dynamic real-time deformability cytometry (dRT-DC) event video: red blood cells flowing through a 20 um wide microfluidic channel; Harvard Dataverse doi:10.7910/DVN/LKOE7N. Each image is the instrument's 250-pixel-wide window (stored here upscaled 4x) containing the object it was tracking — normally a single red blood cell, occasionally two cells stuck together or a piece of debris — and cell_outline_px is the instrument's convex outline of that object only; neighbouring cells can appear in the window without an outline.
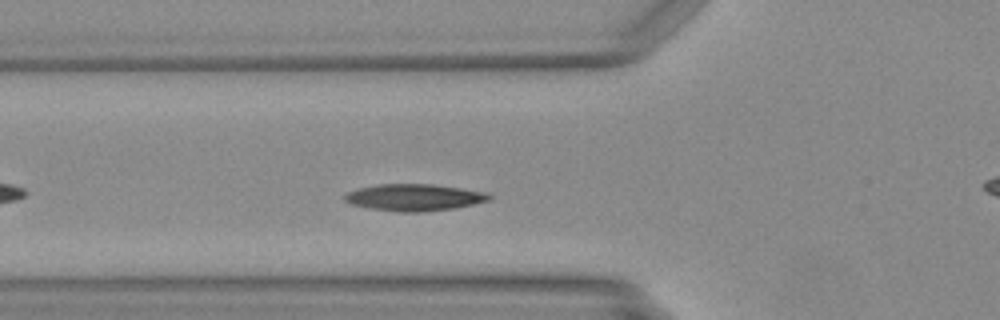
{"species": "Egyptian fruit bat (a non-hibernating species)", "species_latin": "Rousettus aegyptiacus", "temperature_condition": "warm", "stored_images_in_passage": 40, "camera_frame_rate_fps": 3000, "um_per_image_px": 0.085, "animal": {"sex": "female"}, "frame": {"image": 1, "passage_image": 7, "time_ms": 2.0, "image_size_px": [1000, 320], "cell_outline_px": [[492, 200], [452, 208], [420, 212], [400, 212], [372, 208], [352, 204], [344, 200], [344, 196], [348, 192], [356, 188], [376, 184], [432, 184], [488, 192], [492, 196]], "centroid_in_image_um": [35.22, 16.77], "position_along_channel_um": 90.6, "area_um2": 22.48}}